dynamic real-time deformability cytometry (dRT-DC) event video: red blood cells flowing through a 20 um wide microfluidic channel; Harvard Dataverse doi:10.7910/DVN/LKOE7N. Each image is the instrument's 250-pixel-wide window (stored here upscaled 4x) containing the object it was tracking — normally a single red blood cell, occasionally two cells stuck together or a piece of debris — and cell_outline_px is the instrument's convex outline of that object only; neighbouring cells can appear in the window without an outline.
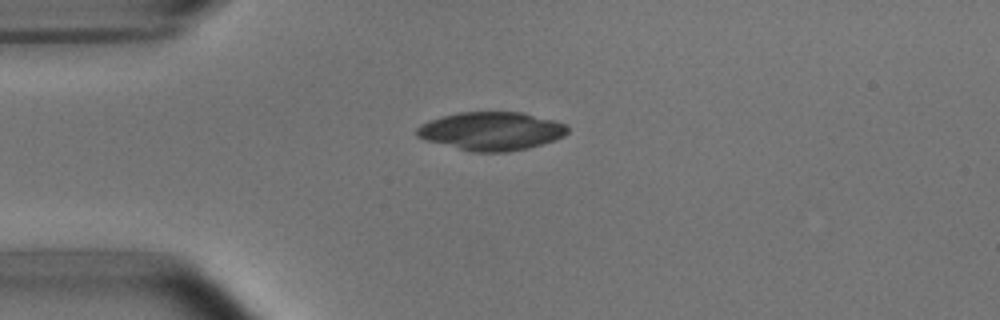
{"species": "common noctule bat (a hibernating species)", "species_latin": "Nyctalus noctula", "temperature_condition": "room temperature", "stored_images_in_passage": 4, "segment_of_instrument_passage": [2, 2], "camera_frame_rate_fps": 3000, "um_per_image_px": 0.085, "animal": {"sex": "male", "body_mass_g": 15.6}, "frame": {"image": 1, "passage_image": 4, "time_ms": 4.333, "image_size_px": [1000, 320], "cell_outline_px": [[568, 132], [564, 136], [556, 140], [528, 148], [504, 152], [472, 152], [424, 140], [416, 136], [416, 128], [420, 124], [428, 120], [460, 112], [520, 112], [568, 124]], "centroid_in_image_um": [41.75, 11.15], "position_along_channel_um": 43.2, "area_um2": 33.76}}